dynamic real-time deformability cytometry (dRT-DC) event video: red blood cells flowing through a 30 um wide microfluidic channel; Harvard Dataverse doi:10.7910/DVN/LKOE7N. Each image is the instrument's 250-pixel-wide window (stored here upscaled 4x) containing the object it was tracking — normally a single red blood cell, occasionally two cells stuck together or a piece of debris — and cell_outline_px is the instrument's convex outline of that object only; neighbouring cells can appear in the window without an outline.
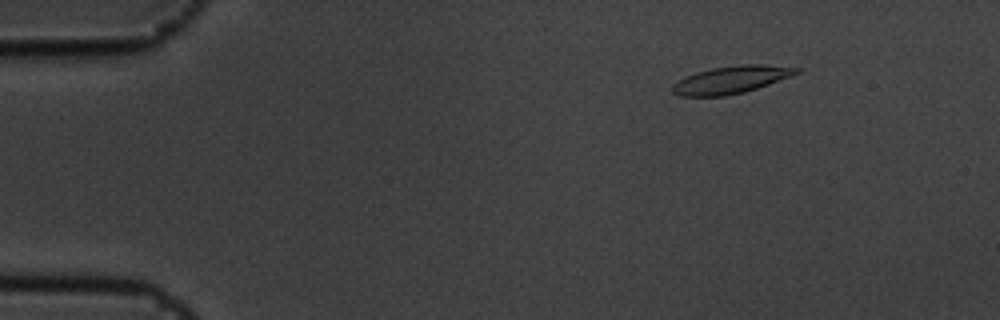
{"species": "common noctule bat (a hibernating species)", "species_latin": "Nyctalus noctula", "temperature_condition": "cold", "stored_images_in_passage": 50, "camera_frame_rate_fps": 3000, "um_per_image_px": 0.085, "animal": {"sex": "male", "body_mass_g": 19.5, "forearm_length_mm": 54.6}, "frame": {"image": 1, "passage_image": 1, "time_ms": 0.0, "image_size_px": [1000, 320], "cell_outline_px": [[804, 68], [800, 72], [768, 84], [744, 92], [724, 96], [680, 96], [672, 92], [672, 84], [684, 76], [696, 72], [712, 68], [744, 64], [760, 64]], "centroid_in_image_um": [62.12, 6.77], "position_along_channel_um": 22.9, "area_um2": 19.77}}
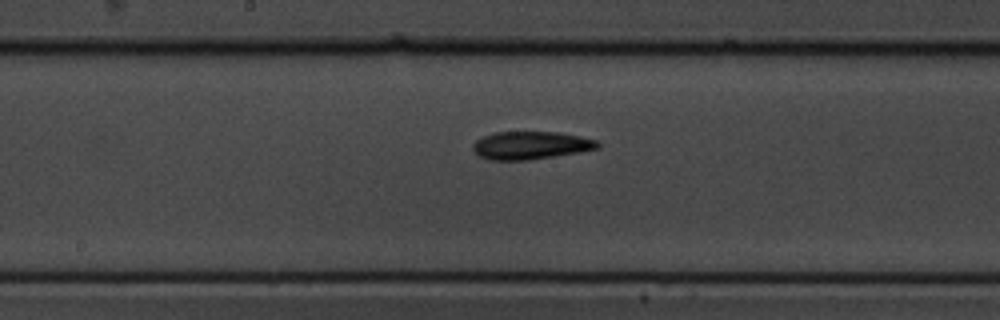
{"frame": {"image": 2, "passage_image": 23, "time_ms": 7.333, "image_size_px": [1000, 320], "cell_outline_px": [[600, 148], [580, 152], [528, 160], [492, 160], [480, 156], [472, 148], [472, 144], [476, 140], [492, 132], [560, 132], [580, 136], [596, 140], [600, 144]], "centroid_in_image_um": [45.12, 12.35], "position_along_channel_um": 203.1, "area_um2": 20.29}}
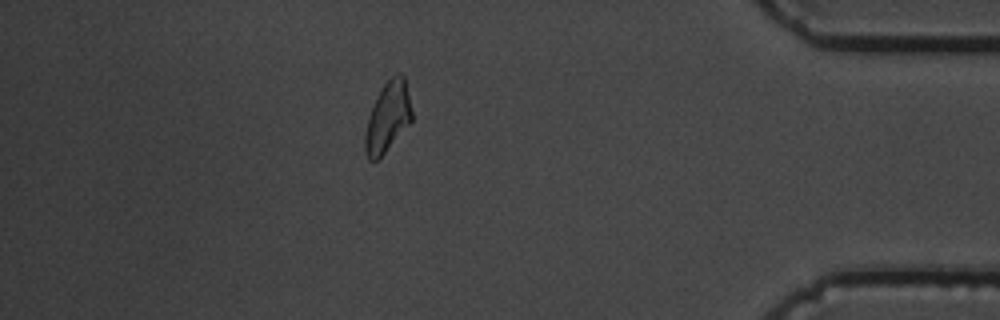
{"frame": {"image": 3, "passage_image": 43, "time_ms": 14.0, "image_size_px": [1000, 320], "cell_outline_px": [[412, 120], [384, 152], [376, 160], [368, 160], [364, 148], [364, 136], [368, 116], [384, 84], [396, 72], [400, 72], [404, 76], [412, 112]], "centroid_in_image_um": [32.95, 9.94], "position_along_channel_um": 402.3, "area_um2": 18.61}, "authors_computed_cell_mechanics": {"area_um2": 19.7676, "velocity_mm_per_s": 3.5577, "shape_relaxation_time_tau1_ms": 4.8616, "shape_relaxation_time_tau2_ms": 6.7964, "deformation_change_tau1": 0.1416, "deformation_change_tau2": 0.1409}}